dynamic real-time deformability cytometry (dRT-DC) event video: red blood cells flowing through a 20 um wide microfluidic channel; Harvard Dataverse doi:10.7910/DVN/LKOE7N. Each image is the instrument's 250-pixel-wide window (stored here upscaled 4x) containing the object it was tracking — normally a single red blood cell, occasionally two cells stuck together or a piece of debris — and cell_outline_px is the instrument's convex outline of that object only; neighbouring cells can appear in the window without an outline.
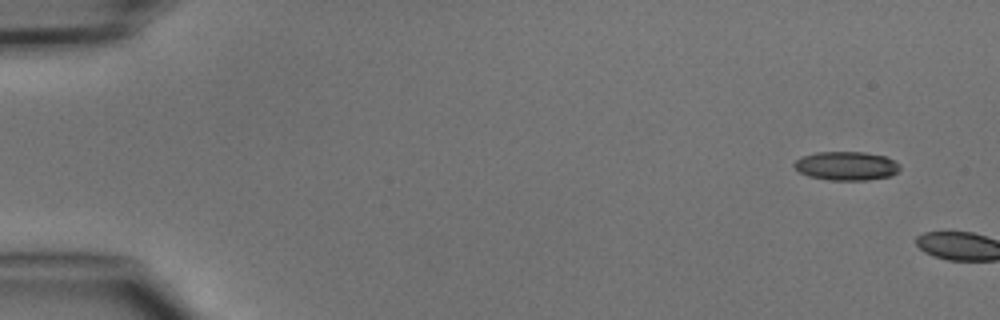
{"species": "common noctule bat (a hibernating species)", "species_latin": "Nyctalus noctula", "temperature_condition": "cold", "stored_images_in_passage": 2, "camera_frame_rate_fps": 3000, "um_per_image_px": 0.085, "animal": {"sex": "male", "body_mass_g": 15.6}, "frame": {"image": 1, "passage_image": 1, "time_ms": 0.0, "image_size_px": [1000, 320], "cell_outline_px": [[900, 168], [892, 176], [868, 180], [828, 180], [808, 176], [800, 172], [792, 164], [800, 156], [816, 152], [864, 152], [884, 156], [900, 164]], "centroid_in_image_um": [71.92, 14.1], "position_along_channel_um": 13.1, "area_um2": 17.8}}